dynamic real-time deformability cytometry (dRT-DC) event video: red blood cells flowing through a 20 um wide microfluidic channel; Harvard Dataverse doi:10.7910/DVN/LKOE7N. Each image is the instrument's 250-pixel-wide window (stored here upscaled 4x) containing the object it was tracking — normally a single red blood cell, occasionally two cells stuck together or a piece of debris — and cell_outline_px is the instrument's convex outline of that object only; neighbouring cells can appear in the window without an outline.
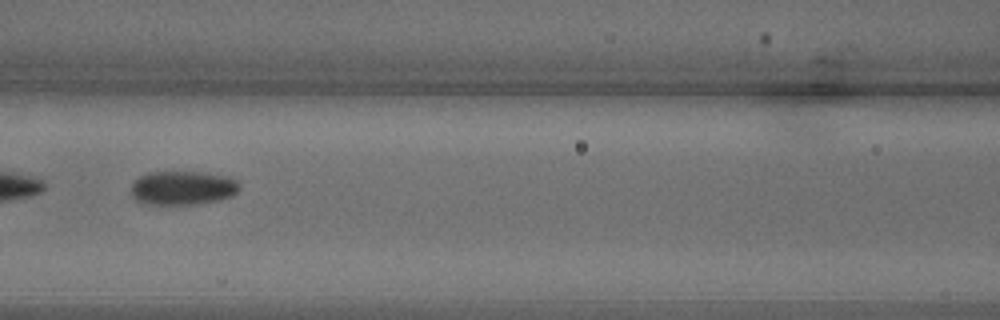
{"species": "common noctule bat (a hibernating species)", "species_latin": "Nyctalus noctula", "temperature_condition": "warm", "stored_images_in_passage": 27, "camera_frame_rate_fps": 3000, "um_per_image_px": 0.085, "animal": {"sex": "male", "body_mass_g": 18.8}, "frame": {"image": 1, "passage_image": 9, "time_ms": 2.667, "image_size_px": [1000, 320], "cell_outline_px": [[240, 188], [232, 196], [220, 200], [196, 204], [144, 204], [136, 200], [132, 196], [132, 180], [148, 172], [200, 172], [228, 176], [236, 180], [240, 184]], "centroid_in_image_um": [15.52, 15.97], "position_along_channel_um": 151.1, "area_um2": 21.62}}
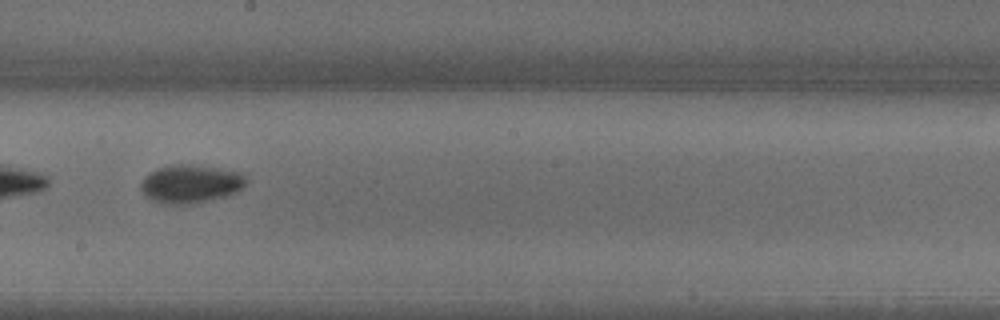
{"frame": {"image": 2, "passage_image": 13, "time_ms": 4.0, "image_size_px": [1000, 320], "cell_outline_px": [[248, 180], [236, 192], [224, 196], [208, 200], [188, 204], [168, 204], [152, 200], [140, 188], [140, 184], [144, 176], [160, 168], [180, 164], [192, 164], [240, 172]], "centroid_in_image_um": [16.2, 15.62], "position_along_channel_um": 232.0, "area_um2": 22.95}}
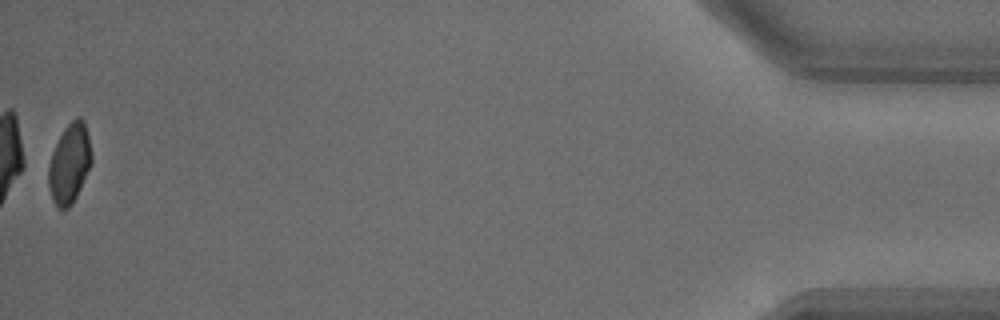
{"frame": {"image": 3, "passage_image": 27, "time_ms": 8.667, "image_size_px": [1000, 320], "cell_outline_px": [[92, 164], [72, 204], [68, 208], [56, 208], [52, 200], [48, 184], [48, 164], [52, 152], [64, 128], [76, 116], [80, 116], [84, 120], [88, 136], [92, 156]], "centroid_in_image_um": [5.9, 13.9], "position_along_channel_um": 429.3, "area_um2": 20.06}}